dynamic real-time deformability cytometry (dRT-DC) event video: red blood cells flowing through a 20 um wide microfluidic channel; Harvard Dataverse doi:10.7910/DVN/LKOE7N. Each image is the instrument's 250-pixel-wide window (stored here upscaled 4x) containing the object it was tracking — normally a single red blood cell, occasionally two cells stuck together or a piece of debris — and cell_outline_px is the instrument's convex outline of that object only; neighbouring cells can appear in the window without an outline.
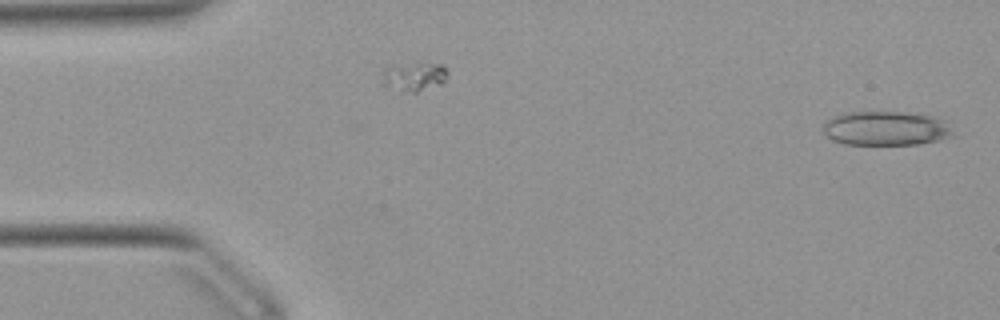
{"species": "Egyptian fruit bat (a non-hibernating species)", "species_latin": "Rousettus aegyptiacus", "temperature_condition": "warm", "stored_images_in_passage": 50, "camera_frame_rate_fps": 3000, "um_per_image_px": 0.085, "animal": {"sex": "female"}, "frame": {"image": 1, "passage_image": 1, "time_ms": 0.0, "image_size_px": [1000, 320], "cell_outline_px": [[956, 136], [916, 144], [844, 144], [832, 140], [820, 128], [832, 116], [844, 112], [900, 112], [932, 116], [944, 120]], "centroid_in_image_um": [75.27, 10.91], "position_along_channel_um": 9.7, "area_um2": 25.84}}
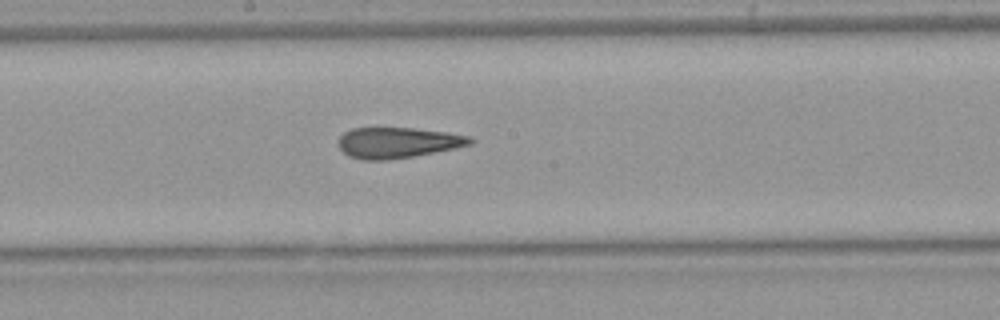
{"frame": {"image": 2, "passage_image": 26, "time_ms": 8.333, "image_size_px": [1000, 320], "cell_outline_px": [[476, 140], [472, 144], [456, 148], [412, 156], [388, 160], [360, 160], [348, 156], [340, 148], [340, 136], [344, 132], [352, 128], [412, 128], [448, 132], [472, 136]], "centroid_in_image_um": [33.85, 12.12], "position_along_channel_um": 214.3, "area_um2": 23.64}}
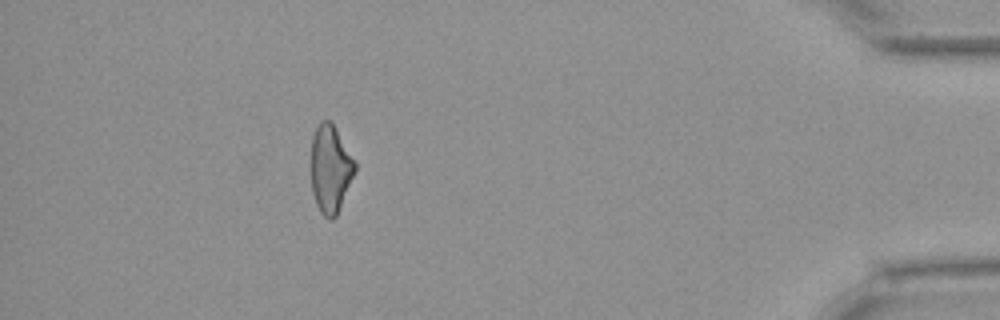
{"frame": {"image": 3, "passage_image": 45, "time_ms": 14.667, "image_size_px": [1000, 320], "cell_outline_px": [[356, 172], [336, 216], [332, 220], [328, 220], [320, 212], [316, 204], [312, 192], [312, 136], [320, 120], [332, 120], [356, 160]], "centroid_in_image_um": [28.11, 14.33], "position_along_channel_um": 407.1, "area_um2": 22.83}, "authors_computed_cell_mechanics": {"area_um2": 24.3338, "velocity_mm_per_s": 3.9526, "shape_relaxation_time_tau1_ms": null, "shape_relaxation_time_tau2_ms": 2.5223, "deformation_change_tau1": null, "deformation_change_tau2": 0.1361}}